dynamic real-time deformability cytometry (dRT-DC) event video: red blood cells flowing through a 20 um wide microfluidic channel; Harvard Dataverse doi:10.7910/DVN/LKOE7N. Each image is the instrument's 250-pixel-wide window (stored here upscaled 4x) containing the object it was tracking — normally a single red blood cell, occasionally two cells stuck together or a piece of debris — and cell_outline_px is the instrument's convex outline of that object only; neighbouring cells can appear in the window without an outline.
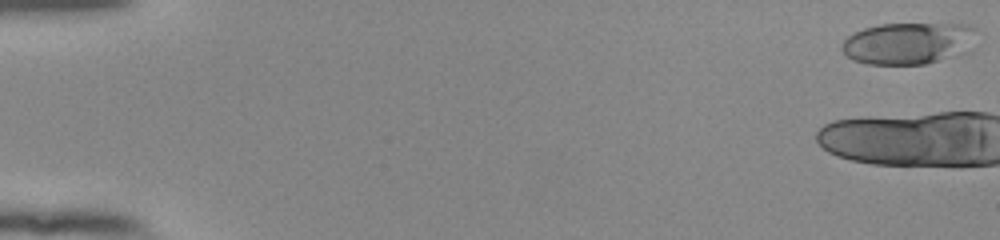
{"species": "human", "species_latin": "Homo sapiens", "temperature_condition": "room temperature", "stored_images_in_passage": 5, "camera_frame_rate_fps": 3000, "um_per_image_px": 0.085, "donor": {"sex": "female"}, "frame": {"image": 1, "passage_image": 1, "time_ms": 0.0, "image_size_px": [1000, 240], "cell_outline_px": [[976, 28], [972, 52], [924, 64], [868, 64], [852, 60], [840, 48], [844, 40], [848, 36], [864, 28], [880, 24], [968, 24]], "centroid_in_image_um": [77.27, 3.68], "position_along_channel_um": 7.7, "area_um2": 33.18}}